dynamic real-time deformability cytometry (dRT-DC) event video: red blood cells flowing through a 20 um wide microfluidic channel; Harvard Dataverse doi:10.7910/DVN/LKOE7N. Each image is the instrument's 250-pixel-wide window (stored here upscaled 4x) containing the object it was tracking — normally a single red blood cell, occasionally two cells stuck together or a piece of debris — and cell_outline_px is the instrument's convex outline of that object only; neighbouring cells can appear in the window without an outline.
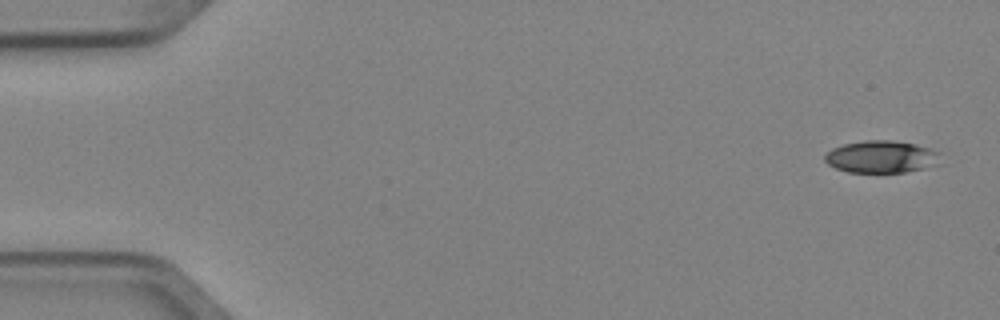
{"species": "Egyptian fruit bat (a non-hibernating species)", "species_latin": "Rousettus aegyptiacus", "temperature_condition": "cold", "stored_images_in_passage": 5, "camera_frame_rate_fps": 3000, "um_per_image_px": 0.085, "animal": {"sex": "female"}, "frame": {"image": 1, "passage_image": 1, "time_ms": 0.0, "image_size_px": [1000, 320], "cell_outline_px": [[936, 152], [920, 168], [904, 172], [848, 172], [836, 168], [828, 164], [824, 160], [824, 156], [832, 148], [844, 144], [864, 140], [892, 140], [916, 144], [928, 148]], "centroid_in_image_um": [74.66, 13.3], "position_along_channel_um": 10.3, "area_um2": 20.52}}
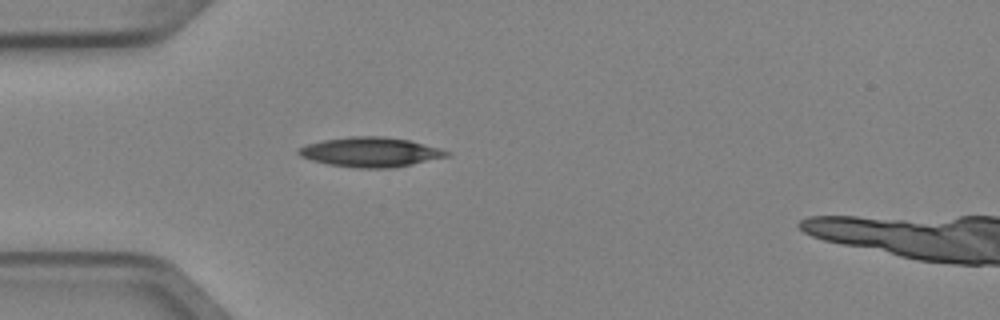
{"frame": {"image": 2, "passage_image": 4, "time_ms": 1.0, "image_size_px": [1000, 320], "cell_outline_px": [[452, 156], [412, 164], [388, 168], [360, 168], [328, 164], [312, 160], [300, 156], [296, 152], [300, 148], [308, 144], [324, 140], [352, 136], [384, 136], [408, 140], [440, 148], [452, 152]], "centroid_in_image_um": [31.55, 12.92], "position_along_channel_um": 53.5, "area_um2": 25.49}}